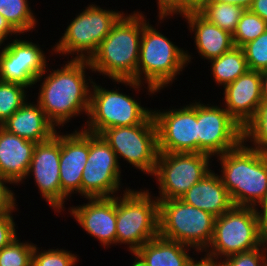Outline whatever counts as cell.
Wrapping results in <instances>:
<instances>
[{"label": "cell", "mask_w": 267, "mask_h": 266, "mask_svg": "<svg viewBox=\"0 0 267 266\" xmlns=\"http://www.w3.org/2000/svg\"><path fill=\"white\" fill-rule=\"evenodd\" d=\"M27 88L19 83L0 81V126L28 101Z\"/></svg>", "instance_id": "f1b7e54d"}, {"label": "cell", "mask_w": 267, "mask_h": 266, "mask_svg": "<svg viewBox=\"0 0 267 266\" xmlns=\"http://www.w3.org/2000/svg\"><path fill=\"white\" fill-rule=\"evenodd\" d=\"M152 114V108L143 107L138 99L117 89H105L93 81L87 121L82 129L100 135L113 127L143 123Z\"/></svg>", "instance_id": "9c48e42d"}, {"label": "cell", "mask_w": 267, "mask_h": 266, "mask_svg": "<svg viewBox=\"0 0 267 266\" xmlns=\"http://www.w3.org/2000/svg\"><path fill=\"white\" fill-rule=\"evenodd\" d=\"M261 90L263 101H267V70L261 71Z\"/></svg>", "instance_id": "7bdbcfd3"}, {"label": "cell", "mask_w": 267, "mask_h": 266, "mask_svg": "<svg viewBox=\"0 0 267 266\" xmlns=\"http://www.w3.org/2000/svg\"><path fill=\"white\" fill-rule=\"evenodd\" d=\"M87 6L75 15L59 41L52 47L51 54L69 55L75 60H89L125 13L103 9L95 3Z\"/></svg>", "instance_id": "52a82bcc"}, {"label": "cell", "mask_w": 267, "mask_h": 266, "mask_svg": "<svg viewBox=\"0 0 267 266\" xmlns=\"http://www.w3.org/2000/svg\"><path fill=\"white\" fill-rule=\"evenodd\" d=\"M100 135L115 152L118 162L123 158L143 174L153 175L159 151L152 114L141 124L108 128Z\"/></svg>", "instance_id": "30bf717a"}, {"label": "cell", "mask_w": 267, "mask_h": 266, "mask_svg": "<svg viewBox=\"0 0 267 266\" xmlns=\"http://www.w3.org/2000/svg\"><path fill=\"white\" fill-rule=\"evenodd\" d=\"M243 142L250 148L267 153V101L260 103L255 116L244 126Z\"/></svg>", "instance_id": "83f0119b"}, {"label": "cell", "mask_w": 267, "mask_h": 266, "mask_svg": "<svg viewBox=\"0 0 267 266\" xmlns=\"http://www.w3.org/2000/svg\"><path fill=\"white\" fill-rule=\"evenodd\" d=\"M267 30V22L249 9H245L234 31L235 47H242L246 43L257 39Z\"/></svg>", "instance_id": "f546056e"}, {"label": "cell", "mask_w": 267, "mask_h": 266, "mask_svg": "<svg viewBox=\"0 0 267 266\" xmlns=\"http://www.w3.org/2000/svg\"><path fill=\"white\" fill-rule=\"evenodd\" d=\"M207 3H227L232 5L241 6L244 9H249L252 0H208Z\"/></svg>", "instance_id": "b9f144b4"}, {"label": "cell", "mask_w": 267, "mask_h": 266, "mask_svg": "<svg viewBox=\"0 0 267 266\" xmlns=\"http://www.w3.org/2000/svg\"><path fill=\"white\" fill-rule=\"evenodd\" d=\"M249 10L267 22V0H252Z\"/></svg>", "instance_id": "f35d334b"}, {"label": "cell", "mask_w": 267, "mask_h": 266, "mask_svg": "<svg viewBox=\"0 0 267 266\" xmlns=\"http://www.w3.org/2000/svg\"><path fill=\"white\" fill-rule=\"evenodd\" d=\"M211 156L204 153L159 152L153 178L158 183V200L180 199L211 171Z\"/></svg>", "instance_id": "8fae6325"}, {"label": "cell", "mask_w": 267, "mask_h": 266, "mask_svg": "<svg viewBox=\"0 0 267 266\" xmlns=\"http://www.w3.org/2000/svg\"><path fill=\"white\" fill-rule=\"evenodd\" d=\"M190 266H216V265H214L209 260H207L201 256L200 260L197 261V259H196V261L193 264H191Z\"/></svg>", "instance_id": "ee69618b"}, {"label": "cell", "mask_w": 267, "mask_h": 266, "mask_svg": "<svg viewBox=\"0 0 267 266\" xmlns=\"http://www.w3.org/2000/svg\"><path fill=\"white\" fill-rule=\"evenodd\" d=\"M244 8L225 3H205L198 12L209 22L233 34Z\"/></svg>", "instance_id": "4316f807"}, {"label": "cell", "mask_w": 267, "mask_h": 266, "mask_svg": "<svg viewBox=\"0 0 267 266\" xmlns=\"http://www.w3.org/2000/svg\"><path fill=\"white\" fill-rule=\"evenodd\" d=\"M18 238L0 250V266H32L35 244Z\"/></svg>", "instance_id": "4dcf8cb0"}, {"label": "cell", "mask_w": 267, "mask_h": 266, "mask_svg": "<svg viewBox=\"0 0 267 266\" xmlns=\"http://www.w3.org/2000/svg\"><path fill=\"white\" fill-rule=\"evenodd\" d=\"M133 260L134 262H132L133 264H131L130 266H145L135 256Z\"/></svg>", "instance_id": "f6af8a7d"}, {"label": "cell", "mask_w": 267, "mask_h": 266, "mask_svg": "<svg viewBox=\"0 0 267 266\" xmlns=\"http://www.w3.org/2000/svg\"><path fill=\"white\" fill-rule=\"evenodd\" d=\"M60 155L61 133L58 130L50 139L36 143L30 167L24 179H29L33 175L41 198H44L57 214L65 211L66 207L63 206L68 200L61 190Z\"/></svg>", "instance_id": "9a60e30c"}, {"label": "cell", "mask_w": 267, "mask_h": 266, "mask_svg": "<svg viewBox=\"0 0 267 266\" xmlns=\"http://www.w3.org/2000/svg\"><path fill=\"white\" fill-rule=\"evenodd\" d=\"M228 113L244 128L257 113L262 99L261 72L248 70L223 90Z\"/></svg>", "instance_id": "d6986e66"}, {"label": "cell", "mask_w": 267, "mask_h": 266, "mask_svg": "<svg viewBox=\"0 0 267 266\" xmlns=\"http://www.w3.org/2000/svg\"><path fill=\"white\" fill-rule=\"evenodd\" d=\"M35 145L0 126V177L10 180L13 186L25 182Z\"/></svg>", "instance_id": "44dd1931"}, {"label": "cell", "mask_w": 267, "mask_h": 266, "mask_svg": "<svg viewBox=\"0 0 267 266\" xmlns=\"http://www.w3.org/2000/svg\"><path fill=\"white\" fill-rule=\"evenodd\" d=\"M89 155V132L75 129L61 132L60 183L62 192L81 195L82 173Z\"/></svg>", "instance_id": "ac0fdd59"}, {"label": "cell", "mask_w": 267, "mask_h": 266, "mask_svg": "<svg viewBox=\"0 0 267 266\" xmlns=\"http://www.w3.org/2000/svg\"><path fill=\"white\" fill-rule=\"evenodd\" d=\"M266 241L256 208L233 206L215 217L213 238L203 258L215 265L230 255L258 248Z\"/></svg>", "instance_id": "5b68a950"}, {"label": "cell", "mask_w": 267, "mask_h": 266, "mask_svg": "<svg viewBox=\"0 0 267 266\" xmlns=\"http://www.w3.org/2000/svg\"><path fill=\"white\" fill-rule=\"evenodd\" d=\"M191 248L158 235L133 255L145 266H190L196 261L190 256Z\"/></svg>", "instance_id": "cb8c5ba5"}, {"label": "cell", "mask_w": 267, "mask_h": 266, "mask_svg": "<svg viewBox=\"0 0 267 266\" xmlns=\"http://www.w3.org/2000/svg\"><path fill=\"white\" fill-rule=\"evenodd\" d=\"M120 169V162L105 139L89 133V155L82 173L81 196L98 198L119 195L117 193L123 189Z\"/></svg>", "instance_id": "7c38bea8"}, {"label": "cell", "mask_w": 267, "mask_h": 266, "mask_svg": "<svg viewBox=\"0 0 267 266\" xmlns=\"http://www.w3.org/2000/svg\"><path fill=\"white\" fill-rule=\"evenodd\" d=\"M146 19L144 17L137 82L147 83L148 91L146 90V92L150 96L169 85L171 86L177 79L176 76L180 75L188 63L190 64L192 55L171 42Z\"/></svg>", "instance_id": "277c9868"}, {"label": "cell", "mask_w": 267, "mask_h": 266, "mask_svg": "<svg viewBox=\"0 0 267 266\" xmlns=\"http://www.w3.org/2000/svg\"><path fill=\"white\" fill-rule=\"evenodd\" d=\"M258 206L259 207H256V211L262 222L264 232L267 235V192H266L264 199L260 202ZM258 208H260L261 210Z\"/></svg>", "instance_id": "ab89813d"}, {"label": "cell", "mask_w": 267, "mask_h": 266, "mask_svg": "<svg viewBox=\"0 0 267 266\" xmlns=\"http://www.w3.org/2000/svg\"><path fill=\"white\" fill-rule=\"evenodd\" d=\"M12 214L0 216V250L18 237L17 224H15Z\"/></svg>", "instance_id": "d590c367"}, {"label": "cell", "mask_w": 267, "mask_h": 266, "mask_svg": "<svg viewBox=\"0 0 267 266\" xmlns=\"http://www.w3.org/2000/svg\"><path fill=\"white\" fill-rule=\"evenodd\" d=\"M85 200H88L87 203L68 208L70 215L103 248L116 246V196Z\"/></svg>", "instance_id": "e0dca14e"}, {"label": "cell", "mask_w": 267, "mask_h": 266, "mask_svg": "<svg viewBox=\"0 0 267 266\" xmlns=\"http://www.w3.org/2000/svg\"><path fill=\"white\" fill-rule=\"evenodd\" d=\"M67 59L60 69L50 71L47 67L35 80V83L42 81L36 102L48 120L59 129L83 113L88 116L93 84L92 77L87 79L86 69L92 70L88 60Z\"/></svg>", "instance_id": "6da1fadb"}, {"label": "cell", "mask_w": 267, "mask_h": 266, "mask_svg": "<svg viewBox=\"0 0 267 266\" xmlns=\"http://www.w3.org/2000/svg\"><path fill=\"white\" fill-rule=\"evenodd\" d=\"M126 14L117 21L88 61L92 73L108 76L114 84L121 83L138 93L144 86L137 82V66L145 15L138 10Z\"/></svg>", "instance_id": "7a4b0ae2"}, {"label": "cell", "mask_w": 267, "mask_h": 266, "mask_svg": "<svg viewBox=\"0 0 267 266\" xmlns=\"http://www.w3.org/2000/svg\"><path fill=\"white\" fill-rule=\"evenodd\" d=\"M244 51L249 70H267V30L257 39L241 47Z\"/></svg>", "instance_id": "d6a6232c"}, {"label": "cell", "mask_w": 267, "mask_h": 266, "mask_svg": "<svg viewBox=\"0 0 267 266\" xmlns=\"http://www.w3.org/2000/svg\"><path fill=\"white\" fill-rule=\"evenodd\" d=\"M217 158L219 176L234 206L258 207L267 192V153L242 142Z\"/></svg>", "instance_id": "3957f363"}, {"label": "cell", "mask_w": 267, "mask_h": 266, "mask_svg": "<svg viewBox=\"0 0 267 266\" xmlns=\"http://www.w3.org/2000/svg\"><path fill=\"white\" fill-rule=\"evenodd\" d=\"M193 101L178 109L152 110L159 152L199 153L197 101Z\"/></svg>", "instance_id": "4fadbf2b"}, {"label": "cell", "mask_w": 267, "mask_h": 266, "mask_svg": "<svg viewBox=\"0 0 267 266\" xmlns=\"http://www.w3.org/2000/svg\"><path fill=\"white\" fill-rule=\"evenodd\" d=\"M216 266H267V241L260 247L233 254L220 262Z\"/></svg>", "instance_id": "836d02e7"}, {"label": "cell", "mask_w": 267, "mask_h": 266, "mask_svg": "<svg viewBox=\"0 0 267 266\" xmlns=\"http://www.w3.org/2000/svg\"><path fill=\"white\" fill-rule=\"evenodd\" d=\"M180 199L215 217L223 215L234 206L229 192L223 185L219 174H215L214 170L194 184Z\"/></svg>", "instance_id": "603a6c76"}, {"label": "cell", "mask_w": 267, "mask_h": 266, "mask_svg": "<svg viewBox=\"0 0 267 266\" xmlns=\"http://www.w3.org/2000/svg\"><path fill=\"white\" fill-rule=\"evenodd\" d=\"M35 248L32 255V266H75L79 262L77 254L64 249L42 250Z\"/></svg>", "instance_id": "1f68e13d"}, {"label": "cell", "mask_w": 267, "mask_h": 266, "mask_svg": "<svg viewBox=\"0 0 267 266\" xmlns=\"http://www.w3.org/2000/svg\"><path fill=\"white\" fill-rule=\"evenodd\" d=\"M3 45H5V41L0 37V49H3L4 47H1V46H3ZM2 50H0V52H1Z\"/></svg>", "instance_id": "bcb514c9"}, {"label": "cell", "mask_w": 267, "mask_h": 266, "mask_svg": "<svg viewBox=\"0 0 267 266\" xmlns=\"http://www.w3.org/2000/svg\"><path fill=\"white\" fill-rule=\"evenodd\" d=\"M159 236L204 252L214 233L215 216L181 199L159 200Z\"/></svg>", "instance_id": "ba28073f"}, {"label": "cell", "mask_w": 267, "mask_h": 266, "mask_svg": "<svg viewBox=\"0 0 267 266\" xmlns=\"http://www.w3.org/2000/svg\"><path fill=\"white\" fill-rule=\"evenodd\" d=\"M197 123L199 153L217 157L243 142V127L223 106L198 101Z\"/></svg>", "instance_id": "5bb4252c"}, {"label": "cell", "mask_w": 267, "mask_h": 266, "mask_svg": "<svg viewBox=\"0 0 267 266\" xmlns=\"http://www.w3.org/2000/svg\"><path fill=\"white\" fill-rule=\"evenodd\" d=\"M20 38L6 43L0 52V81L19 83L30 89L49 61L39 43Z\"/></svg>", "instance_id": "2e32d148"}, {"label": "cell", "mask_w": 267, "mask_h": 266, "mask_svg": "<svg viewBox=\"0 0 267 266\" xmlns=\"http://www.w3.org/2000/svg\"><path fill=\"white\" fill-rule=\"evenodd\" d=\"M28 0H0V14L19 33L33 32L38 24Z\"/></svg>", "instance_id": "484cf974"}, {"label": "cell", "mask_w": 267, "mask_h": 266, "mask_svg": "<svg viewBox=\"0 0 267 266\" xmlns=\"http://www.w3.org/2000/svg\"><path fill=\"white\" fill-rule=\"evenodd\" d=\"M8 184L11 185L13 183L6 178L0 177V216L9 215L17 210V196L13 190H10Z\"/></svg>", "instance_id": "e575fe53"}, {"label": "cell", "mask_w": 267, "mask_h": 266, "mask_svg": "<svg viewBox=\"0 0 267 266\" xmlns=\"http://www.w3.org/2000/svg\"><path fill=\"white\" fill-rule=\"evenodd\" d=\"M35 103L36 101H26L1 124V127L9 133L35 143L50 139L57 128L48 120L40 105Z\"/></svg>", "instance_id": "7402d4cb"}, {"label": "cell", "mask_w": 267, "mask_h": 266, "mask_svg": "<svg viewBox=\"0 0 267 266\" xmlns=\"http://www.w3.org/2000/svg\"><path fill=\"white\" fill-rule=\"evenodd\" d=\"M20 34L9 24V22L0 14V37L6 41L9 38L18 37ZM9 37V38H8Z\"/></svg>", "instance_id": "74e56055"}, {"label": "cell", "mask_w": 267, "mask_h": 266, "mask_svg": "<svg viewBox=\"0 0 267 266\" xmlns=\"http://www.w3.org/2000/svg\"><path fill=\"white\" fill-rule=\"evenodd\" d=\"M129 188L116 196V245L125 244L134 254L159 235V200L147 189Z\"/></svg>", "instance_id": "8992f818"}, {"label": "cell", "mask_w": 267, "mask_h": 266, "mask_svg": "<svg viewBox=\"0 0 267 266\" xmlns=\"http://www.w3.org/2000/svg\"><path fill=\"white\" fill-rule=\"evenodd\" d=\"M180 17L186 19L188 30L194 32L195 47L204 60L209 62L235 47L231 33L209 22L198 11H187Z\"/></svg>", "instance_id": "ffe728a7"}, {"label": "cell", "mask_w": 267, "mask_h": 266, "mask_svg": "<svg viewBox=\"0 0 267 266\" xmlns=\"http://www.w3.org/2000/svg\"><path fill=\"white\" fill-rule=\"evenodd\" d=\"M209 62L211 63L210 69L214 82L223 88L249 70L244 51L241 47H234L232 50Z\"/></svg>", "instance_id": "d4e9b609"}, {"label": "cell", "mask_w": 267, "mask_h": 266, "mask_svg": "<svg viewBox=\"0 0 267 266\" xmlns=\"http://www.w3.org/2000/svg\"><path fill=\"white\" fill-rule=\"evenodd\" d=\"M158 7V22L169 19L170 16L182 14V0H156ZM168 16V17H167Z\"/></svg>", "instance_id": "8d00e7d4"}, {"label": "cell", "mask_w": 267, "mask_h": 266, "mask_svg": "<svg viewBox=\"0 0 267 266\" xmlns=\"http://www.w3.org/2000/svg\"><path fill=\"white\" fill-rule=\"evenodd\" d=\"M208 0H182V13L198 11Z\"/></svg>", "instance_id": "60d3db41"}]
</instances>
